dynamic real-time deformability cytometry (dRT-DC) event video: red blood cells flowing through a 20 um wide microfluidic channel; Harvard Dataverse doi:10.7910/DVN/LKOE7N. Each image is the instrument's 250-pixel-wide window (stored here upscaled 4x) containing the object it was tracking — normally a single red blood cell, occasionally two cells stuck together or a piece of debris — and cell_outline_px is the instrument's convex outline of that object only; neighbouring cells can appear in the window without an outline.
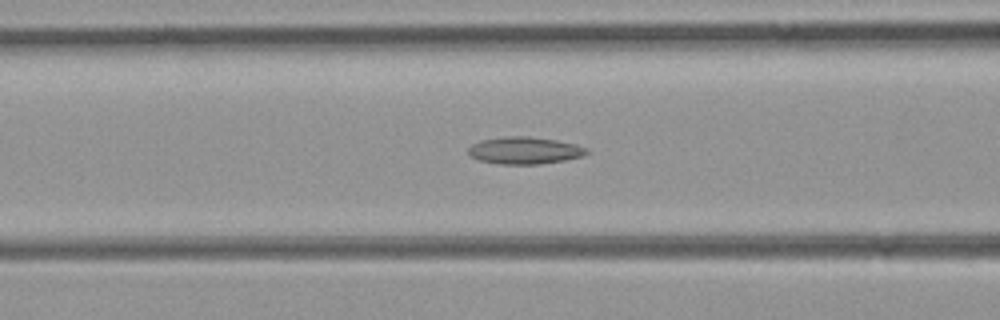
{"species": "common noctule bat (a hibernating species)", "species_latin": "Nyctalus noctula", "temperature_condition": "room temperature", "stored_images_in_passage": 50, "camera_frame_rate_fps": 3000, "um_per_image_px": 0.085, "animal": {"sex": "female", "body_mass_g": 21.9}, "frame": {"image": 1, "passage_image": 19, "time_ms": 6.0, "image_size_px": [1000, 320], "cell_outline_px": [[588, 152], [584, 156], [564, 160], [540, 164], [500, 164], [480, 160], [472, 156], [468, 152], [468, 148], [472, 144], [480, 140], [508, 136], [528, 136], [556, 140], [576, 144], [588, 148]], "centroid_in_image_um": [44.61, 12.78], "position_along_channel_um": 122.0, "area_um2": 18.67}}
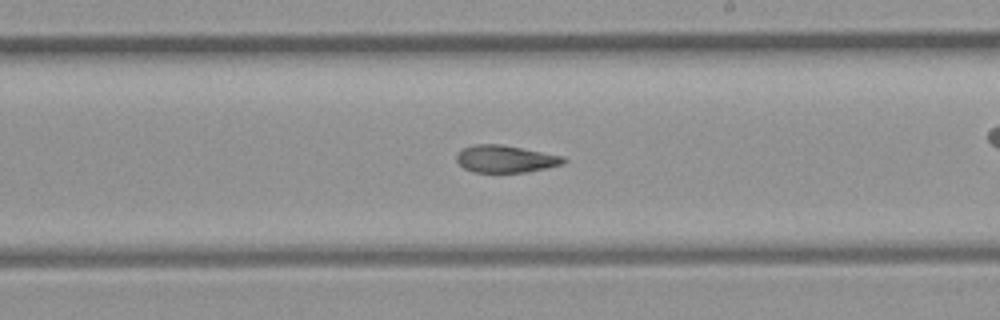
{"frame": {"image": 2, "passage_image": 28, "time_ms": 9.0, "image_size_px": [1000, 320], "cell_outline_px": [[568, 160], [564, 164], [524, 172], [472, 172], [464, 168], [456, 160], [456, 152], [472, 144], [500, 144], [564, 156]], "centroid_in_image_um": [42.95, 13.5], "position_along_channel_um": 246.1, "area_um2": 16.99}}
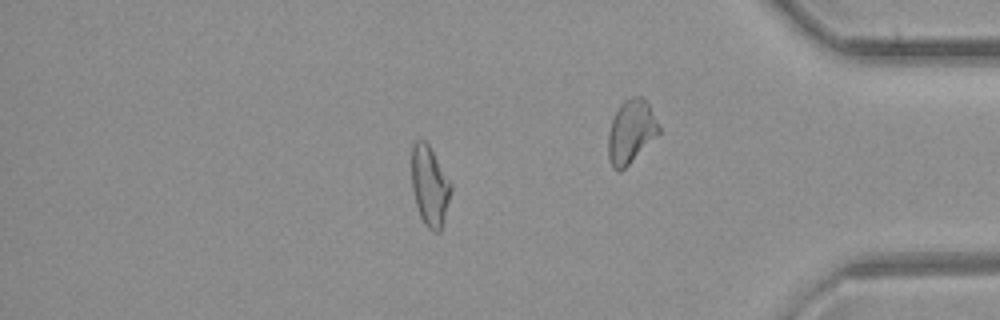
{"frame": {"image": 3, "passage_image": 42, "time_ms": 13.667, "image_size_px": [1000, 320], "cell_outline_px": [[452, 188], [440, 232], [432, 232], [424, 224], [420, 216], [416, 204], [412, 188], [412, 144], [416, 140], [424, 140], [428, 144], [452, 184]], "centroid_in_image_um": [36.52, 15.81], "position_along_channel_um": 398.7, "area_um2": 18.15}}